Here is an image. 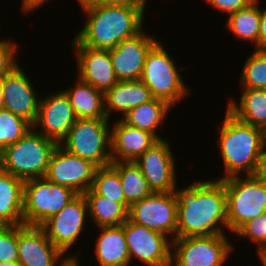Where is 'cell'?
Here are the masks:
<instances>
[{
    "label": "cell",
    "instance_id": "cell-1",
    "mask_svg": "<svg viewBox=\"0 0 266 266\" xmlns=\"http://www.w3.org/2000/svg\"><path fill=\"white\" fill-rule=\"evenodd\" d=\"M214 179L196 180L182 189L176 187V238L226 234L223 228L228 231L225 186Z\"/></svg>",
    "mask_w": 266,
    "mask_h": 266
},
{
    "label": "cell",
    "instance_id": "cell-2",
    "mask_svg": "<svg viewBox=\"0 0 266 266\" xmlns=\"http://www.w3.org/2000/svg\"><path fill=\"white\" fill-rule=\"evenodd\" d=\"M80 6L87 20L75 39L83 46L110 50L144 29L146 4L85 3Z\"/></svg>",
    "mask_w": 266,
    "mask_h": 266
},
{
    "label": "cell",
    "instance_id": "cell-3",
    "mask_svg": "<svg viewBox=\"0 0 266 266\" xmlns=\"http://www.w3.org/2000/svg\"><path fill=\"white\" fill-rule=\"evenodd\" d=\"M225 112V118L219 124V137L216 140L225 174L217 180L242 176L243 172L244 176L253 175L258 155L266 141V132L240 121L228 110Z\"/></svg>",
    "mask_w": 266,
    "mask_h": 266
},
{
    "label": "cell",
    "instance_id": "cell-4",
    "mask_svg": "<svg viewBox=\"0 0 266 266\" xmlns=\"http://www.w3.org/2000/svg\"><path fill=\"white\" fill-rule=\"evenodd\" d=\"M57 145L32 128L0 153V168L23 181L45 178Z\"/></svg>",
    "mask_w": 266,
    "mask_h": 266
},
{
    "label": "cell",
    "instance_id": "cell-5",
    "mask_svg": "<svg viewBox=\"0 0 266 266\" xmlns=\"http://www.w3.org/2000/svg\"><path fill=\"white\" fill-rule=\"evenodd\" d=\"M167 48L157 41L147 52L140 79L154 98L166 101L172 107L190 94L180 68L173 61Z\"/></svg>",
    "mask_w": 266,
    "mask_h": 266
},
{
    "label": "cell",
    "instance_id": "cell-6",
    "mask_svg": "<svg viewBox=\"0 0 266 266\" xmlns=\"http://www.w3.org/2000/svg\"><path fill=\"white\" fill-rule=\"evenodd\" d=\"M108 118H77L60 145L98 168L111 161V122Z\"/></svg>",
    "mask_w": 266,
    "mask_h": 266
},
{
    "label": "cell",
    "instance_id": "cell-7",
    "mask_svg": "<svg viewBox=\"0 0 266 266\" xmlns=\"http://www.w3.org/2000/svg\"><path fill=\"white\" fill-rule=\"evenodd\" d=\"M225 186L228 230L235 233L243 224L266 212V183L253 175L221 180Z\"/></svg>",
    "mask_w": 266,
    "mask_h": 266
},
{
    "label": "cell",
    "instance_id": "cell-8",
    "mask_svg": "<svg viewBox=\"0 0 266 266\" xmlns=\"http://www.w3.org/2000/svg\"><path fill=\"white\" fill-rule=\"evenodd\" d=\"M227 234L175 238L171 266H223L234 249Z\"/></svg>",
    "mask_w": 266,
    "mask_h": 266
},
{
    "label": "cell",
    "instance_id": "cell-9",
    "mask_svg": "<svg viewBox=\"0 0 266 266\" xmlns=\"http://www.w3.org/2000/svg\"><path fill=\"white\" fill-rule=\"evenodd\" d=\"M77 195L73 189L49 182L46 178L24 181V225L40 226Z\"/></svg>",
    "mask_w": 266,
    "mask_h": 266
},
{
    "label": "cell",
    "instance_id": "cell-10",
    "mask_svg": "<svg viewBox=\"0 0 266 266\" xmlns=\"http://www.w3.org/2000/svg\"><path fill=\"white\" fill-rule=\"evenodd\" d=\"M128 219L151 230L176 238L177 197L175 192L155 193L129 206Z\"/></svg>",
    "mask_w": 266,
    "mask_h": 266
},
{
    "label": "cell",
    "instance_id": "cell-11",
    "mask_svg": "<svg viewBox=\"0 0 266 266\" xmlns=\"http://www.w3.org/2000/svg\"><path fill=\"white\" fill-rule=\"evenodd\" d=\"M130 263L136 258L145 266H171L172 240L163 233L127 219L123 223Z\"/></svg>",
    "mask_w": 266,
    "mask_h": 266
},
{
    "label": "cell",
    "instance_id": "cell-12",
    "mask_svg": "<svg viewBox=\"0 0 266 266\" xmlns=\"http://www.w3.org/2000/svg\"><path fill=\"white\" fill-rule=\"evenodd\" d=\"M87 215V216H86ZM89 217L88 205L83 194H78L61 211L50 216L40 227L47 238L65 255L81 238Z\"/></svg>",
    "mask_w": 266,
    "mask_h": 266
},
{
    "label": "cell",
    "instance_id": "cell-13",
    "mask_svg": "<svg viewBox=\"0 0 266 266\" xmlns=\"http://www.w3.org/2000/svg\"><path fill=\"white\" fill-rule=\"evenodd\" d=\"M97 168L91 161L68 152L58 144L52 153L45 178L83 194L92 188Z\"/></svg>",
    "mask_w": 266,
    "mask_h": 266
},
{
    "label": "cell",
    "instance_id": "cell-14",
    "mask_svg": "<svg viewBox=\"0 0 266 266\" xmlns=\"http://www.w3.org/2000/svg\"><path fill=\"white\" fill-rule=\"evenodd\" d=\"M18 263L21 266H63L76 254L67 256L46 236L40 226L17 225Z\"/></svg>",
    "mask_w": 266,
    "mask_h": 266
},
{
    "label": "cell",
    "instance_id": "cell-15",
    "mask_svg": "<svg viewBox=\"0 0 266 266\" xmlns=\"http://www.w3.org/2000/svg\"><path fill=\"white\" fill-rule=\"evenodd\" d=\"M170 143L166 138L159 140L134 161L142 171L152 192H175L178 187L177 163H175L176 158Z\"/></svg>",
    "mask_w": 266,
    "mask_h": 266
},
{
    "label": "cell",
    "instance_id": "cell-16",
    "mask_svg": "<svg viewBox=\"0 0 266 266\" xmlns=\"http://www.w3.org/2000/svg\"><path fill=\"white\" fill-rule=\"evenodd\" d=\"M76 119L68 96L60 89L40 99L38 116L33 128L44 137L60 144Z\"/></svg>",
    "mask_w": 266,
    "mask_h": 266
},
{
    "label": "cell",
    "instance_id": "cell-17",
    "mask_svg": "<svg viewBox=\"0 0 266 266\" xmlns=\"http://www.w3.org/2000/svg\"><path fill=\"white\" fill-rule=\"evenodd\" d=\"M19 65L0 80L4 96L3 108L33 125L38 116L40 98L37 97L33 82Z\"/></svg>",
    "mask_w": 266,
    "mask_h": 266
},
{
    "label": "cell",
    "instance_id": "cell-18",
    "mask_svg": "<svg viewBox=\"0 0 266 266\" xmlns=\"http://www.w3.org/2000/svg\"><path fill=\"white\" fill-rule=\"evenodd\" d=\"M75 50L76 75L102 92L113 87L118 79L115 75L109 50L94 49L81 45L75 38L70 43Z\"/></svg>",
    "mask_w": 266,
    "mask_h": 266
},
{
    "label": "cell",
    "instance_id": "cell-19",
    "mask_svg": "<svg viewBox=\"0 0 266 266\" xmlns=\"http://www.w3.org/2000/svg\"><path fill=\"white\" fill-rule=\"evenodd\" d=\"M145 31L144 28L137 35L123 40L109 50L118 81L140 79L147 52L158 41Z\"/></svg>",
    "mask_w": 266,
    "mask_h": 266
},
{
    "label": "cell",
    "instance_id": "cell-20",
    "mask_svg": "<svg viewBox=\"0 0 266 266\" xmlns=\"http://www.w3.org/2000/svg\"><path fill=\"white\" fill-rule=\"evenodd\" d=\"M158 141L154 134L132 127L119 117L111 125V161H135Z\"/></svg>",
    "mask_w": 266,
    "mask_h": 266
},
{
    "label": "cell",
    "instance_id": "cell-21",
    "mask_svg": "<svg viewBox=\"0 0 266 266\" xmlns=\"http://www.w3.org/2000/svg\"><path fill=\"white\" fill-rule=\"evenodd\" d=\"M153 99L151 90L141 80L118 81L104 93L107 118L120 113L122 119L130 109Z\"/></svg>",
    "mask_w": 266,
    "mask_h": 266
},
{
    "label": "cell",
    "instance_id": "cell-22",
    "mask_svg": "<svg viewBox=\"0 0 266 266\" xmlns=\"http://www.w3.org/2000/svg\"><path fill=\"white\" fill-rule=\"evenodd\" d=\"M95 244V257L99 266H130V256L124 236L123 224L99 227Z\"/></svg>",
    "mask_w": 266,
    "mask_h": 266
},
{
    "label": "cell",
    "instance_id": "cell-23",
    "mask_svg": "<svg viewBox=\"0 0 266 266\" xmlns=\"http://www.w3.org/2000/svg\"><path fill=\"white\" fill-rule=\"evenodd\" d=\"M24 181L0 168V220L23 225Z\"/></svg>",
    "mask_w": 266,
    "mask_h": 266
},
{
    "label": "cell",
    "instance_id": "cell-24",
    "mask_svg": "<svg viewBox=\"0 0 266 266\" xmlns=\"http://www.w3.org/2000/svg\"><path fill=\"white\" fill-rule=\"evenodd\" d=\"M76 79L75 86L62 89L70 100L75 116L84 119L107 118L104 92L79 77Z\"/></svg>",
    "mask_w": 266,
    "mask_h": 266
},
{
    "label": "cell",
    "instance_id": "cell-25",
    "mask_svg": "<svg viewBox=\"0 0 266 266\" xmlns=\"http://www.w3.org/2000/svg\"><path fill=\"white\" fill-rule=\"evenodd\" d=\"M239 103L233 98L227 110L237 119L266 132V89H242Z\"/></svg>",
    "mask_w": 266,
    "mask_h": 266
},
{
    "label": "cell",
    "instance_id": "cell-26",
    "mask_svg": "<svg viewBox=\"0 0 266 266\" xmlns=\"http://www.w3.org/2000/svg\"><path fill=\"white\" fill-rule=\"evenodd\" d=\"M88 205L89 218L96 227L119 226L128 219V203H117L98 195L92 188L83 193Z\"/></svg>",
    "mask_w": 266,
    "mask_h": 266
},
{
    "label": "cell",
    "instance_id": "cell-27",
    "mask_svg": "<svg viewBox=\"0 0 266 266\" xmlns=\"http://www.w3.org/2000/svg\"><path fill=\"white\" fill-rule=\"evenodd\" d=\"M172 108L166 101L154 98L147 103L130 109L122 120L128 125L146 130L162 140L164 138L157 131L160 125H164V122H166L165 117L168 116L167 113Z\"/></svg>",
    "mask_w": 266,
    "mask_h": 266
},
{
    "label": "cell",
    "instance_id": "cell-28",
    "mask_svg": "<svg viewBox=\"0 0 266 266\" xmlns=\"http://www.w3.org/2000/svg\"><path fill=\"white\" fill-rule=\"evenodd\" d=\"M254 0L247 7L227 15L226 28L236 39L252 42L259 49L260 4ZM254 42V43H253Z\"/></svg>",
    "mask_w": 266,
    "mask_h": 266
},
{
    "label": "cell",
    "instance_id": "cell-29",
    "mask_svg": "<svg viewBox=\"0 0 266 266\" xmlns=\"http://www.w3.org/2000/svg\"><path fill=\"white\" fill-rule=\"evenodd\" d=\"M110 165L119 173L124 198L129 205L141 201L153 193L142 171L134 161H117Z\"/></svg>",
    "mask_w": 266,
    "mask_h": 266
},
{
    "label": "cell",
    "instance_id": "cell-30",
    "mask_svg": "<svg viewBox=\"0 0 266 266\" xmlns=\"http://www.w3.org/2000/svg\"><path fill=\"white\" fill-rule=\"evenodd\" d=\"M240 75L241 89H266V49H255L248 55Z\"/></svg>",
    "mask_w": 266,
    "mask_h": 266
},
{
    "label": "cell",
    "instance_id": "cell-31",
    "mask_svg": "<svg viewBox=\"0 0 266 266\" xmlns=\"http://www.w3.org/2000/svg\"><path fill=\"white\" fill-rule=\"evenodd\" d=\"M92 189L117 203H127L124 198L119 173L111 166L99 167L94 175Z\"/></svg>",
    "mask_w": 266,
    "mask_h": 266
},
{
    "label": "cell",
    "instance_id": "cell-32",
    "mask_svg": "<svg viewBox=\"0 0 266 266\" xmlns=\"http://www.w3.org/2000/svg\"><path fill=\"white\" fill-rule=\"evenodd\" d=\"M33 125L10 110L0 109V153L9 145L19 141Z\"/></svg>",
    "mask_w": 266,
    "mask_h": 266
},
{
    "label": "cell",
    "instance_id": "cell-33",
    "mask_svg": "<svg viewBox=\"0 0 266 266\" xmlns=\"http://www.w3.org/2000/svg\"><path fill=\"white\" fill-rule=\"evenodd\" d=\"M238 238H248L252 243H256L258 249L266 243V212L255 219H251L243 224L236 232Z\"/></svg>",
    "mask_w": 266,
    "mask_h": 266
},
{
    "label": "cell",
    "instance_id": "cell-34",
    "mask_svg": "<svg viewBox=\"0 0 266 266\" xmlns=\"http://www.w3.org/2000/svg\"><path fill=\"white\" fill-rule=\"evenodd\" d=\"M0 262H18L17 225H7L0 231Z\"/></svg>",
    "mask_w": 266,
    "mask_h": 266
},
{
    "label": "cell",
    "instance_id": "cell-35",
    "mask_svg": "<svg viewBox=\"0 0 266 266\" xmlns=\"http://www.w3.org/2000/svg\"><path fill=\"white\" fill-rule=\"evenodd\" d=\"M12 39H0V80L19 64L18 46Z\"/></svg>",
    "mask_w": 266,
    "mask_h": 266
},
{
    "label": "cell",
    "instance_id": "cell-36",
    "mask_svg": "<svg viewBox=\"0 0 266 266\" xmlns=\"http://www.w3.org/2000/svg\"><path fill=\"white\" fill-rule=\"evenodd\" d=\"M208 5L224 14H231L247 7L254 0H205Z\"/></svg>",
    "mask_w": 266,
    "mask_h": 266
},
{
    "label": "cell",
    "instance_id": "cell-37",
    "mask_svg": "<svg viewBox=\"0 0 266 266\" xmlns=\"http://www.w3.org/2000/svg\"><path fill=\"white\" fill-rule=\"evenodd\" d=\"M253 176L266 183V141L258 155L257 164Z\"/></svg>",
    "mask_w": 266,
    "mask_h": 266
},
{
    "label": "cell",
    "instance_id": "cell-38",
    "mask_svg": "<svg viewBox=\"0 0 266 266\" xmlns=\"http://www.w3.org/2000/svg\"><path fill=\"white\" fill-rule=\"evenodd\" d=\"M259 49H266V7H260Z\"/></svg>",
    "mask_w": 266,
    "mask_h": 266
},
{
    "label": "cell",
    "instance_id": "cell-39",
    "mask_svg": "<svg viewBox=\"0 0 266 266\" xmlns=\"http://www.w3.org/2000/svg\"><path fill=\"white\" fill-rule=\"evenodd\" d=\"M49 0H22L21 3V11L23 13H31L32 11H36V8L43 6L45 3H48ZM51 1V0H50Z\"/></svg>",
    "mask_w": 266,
    "mask_h": 266
},
{
    "label": "cell",
    "instance_id": "cell-40",
    "mask_svg": "<svg viewBox=\"0 0 266 266\" xmlns=\"http://www.w3.org/2000/svg\"><path fill=\"white\" fill-rule=\"evenodd\" d=\"M90 4H147V0H90Z\"/></svg>",
    "mask_w": 266,
    "mask_h": 266
},
{
    "label": "cell",
    "instance_id": "cell-41",
    "mask_svg": "<svg viewBox=\"0 0 266 266\" xmlns=\"http://www.w3.org/2000/svg\"><path fill=\"white\" fill-rule=\"evenodd\" d=\"M257 254H258V257L262 263V266H266V243L261 245L257 249Z\"/></svg>",
    "mask_w": 266,
    "mask_h": 266
},
{
    "label": "cell",
    "instance_id": "cell-42",
    "mask_svg": "<svg viewBox=\"0 0 266 266\" xmlns=\"http://www.w3.org/2000/svg\"><path fill=\"white\" fill-rule=\"evenodd\" d=\"M79 259H70L68 262H66L63 266H80Z\"/></svg>",
    "mask_w": 266,
    "mask_h": 266
},
{
    "label": "cell",
    "instance_id": "cell-43",
    "mask_svg": "<svg viewBox=\"0 0 266 266\" xmlns=\"http://www.w3.org/2000/svg\"><path fill=\"white\" fill-rule=\"evenodd\" d=\"M0 266H21L18 262H0Z\"/></svg>",
    "mask_w": 266,
    "mask_h": 266
},
{
    "label": "cell",
    "instance_id": "cell-44",
    "mask_svg": "<svg viewBox=\"0 0 266 266\" xmlns=\"http://www.w3.org/2000/svg\"><path fill=\"white\" fill-rule=\"evenodd\" d=\"M4 106V96H3V90L0 84V109Z\"/></svg>",
    "mask_w": 266,
    "mask_h": 266
},
{
    "label": "cell",
    "instance_id": "cell-45",
    "mask_svg": "<svg viewBox=\"0 0 266 266\" xmlns=\"http://www.w3.org/2000/svg\"><path fill=\"white\" fill-rule=\"evenodd\" d=\"M90 0H77V2L82 5V4H85V3H88Z\"/></svg>",
    "mask_w": 266,
    "mask_h": 266
},
{
    "label": "cell",
    "instance_id": "cell-46",
    "mask_svg": "<svg viewBox=\"0 0 266 266\" xmlns=\"http://www.w3.org/2000/svg\"><path fill=\"white\" fill-rule=\"evenodd\" d=\"M7 225L5 223H3L1 220H0V231L5 228Z\"/></svg>",
    "mask_w": 266,
    "mask_h": 266
}]
</instances>
